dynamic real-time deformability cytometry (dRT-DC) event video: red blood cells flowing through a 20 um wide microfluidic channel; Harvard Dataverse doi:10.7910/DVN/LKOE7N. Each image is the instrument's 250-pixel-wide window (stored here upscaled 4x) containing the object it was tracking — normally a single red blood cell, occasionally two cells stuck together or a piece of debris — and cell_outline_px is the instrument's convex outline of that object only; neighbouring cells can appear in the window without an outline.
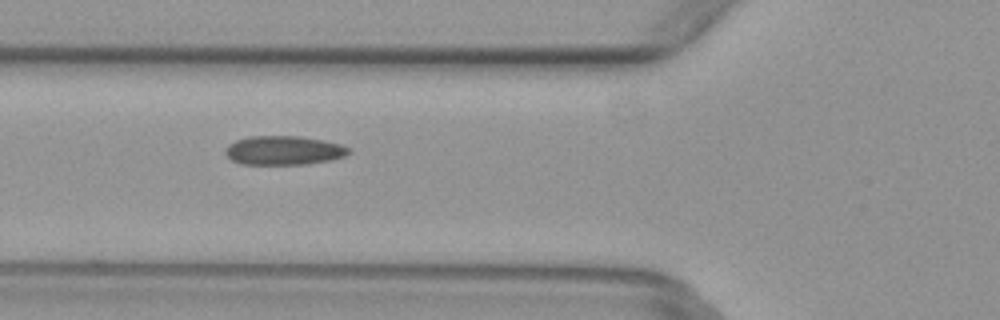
{"species": "common noctule bat (a hibernating species)", "species_latin": "Nyctalus noctula", "temperature_condition": "warm", "stored_images_in_passage": 7, "camera_frame_rate_fps": 3000, "um_per_image_px": 0.085, "animal": {"sex": "female", "body_mass_g": 29.2, "forearm_length_mm": 56.3}, "frame": {"image": 1, "passage_image": 5, "time_ms": 1.333, "image_size_px": [1000, 320], "cell_outline_px": [[352, 152], [344, 156], [332, 160], [308, 164], [240, 164], [232, 160], [224, 152], [224, 148], [228, 144], [236, 140], [248, 136], [300, 136], [324, 140], [340, 144], [352, 148]], "centroid_in_image_um": [24.14, 12.78], "position_along_channel_um": 101.7, "area_um2": 21.15}}
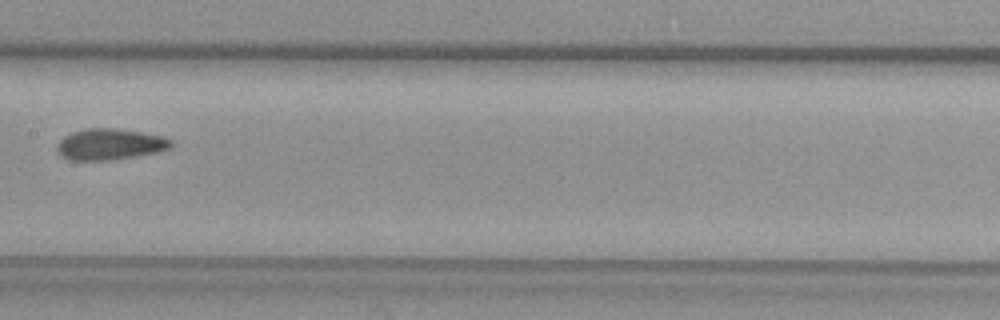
{"frame": {"image": 2, "passage_image": 7, "time_ms": 2.0, "image_size_px": [1000, 320], "cell_outline_px": [[172, 148], [156, 152], [112, 160], [72, 160], [60, 156], [56, 152], [56, 144], [64, 136], [72, 132], [84, 128], [116, 128], [140, 132], [160, 136], [172, 140]], "centroid_in_image_um": [9.29, 12.26], "position_along_channel_um": 198.1, "area_um2": 20.75}}